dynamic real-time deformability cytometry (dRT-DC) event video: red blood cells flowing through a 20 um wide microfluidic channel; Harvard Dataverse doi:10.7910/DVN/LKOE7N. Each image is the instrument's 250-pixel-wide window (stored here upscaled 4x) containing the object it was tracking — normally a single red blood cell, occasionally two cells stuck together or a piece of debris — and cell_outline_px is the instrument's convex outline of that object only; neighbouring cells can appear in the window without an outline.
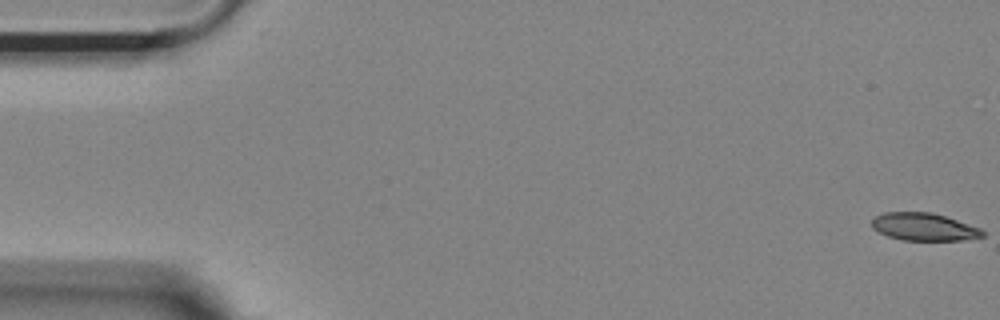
{"species": "Egyptian fruit bat (a non-hibernating species)", "species_latin": "Rousettus aegyptiacus", "temperature_condition": "room temperature", "stored_images_in_passage": 19, "camera_frame_rate_fps": 3000, "um_per_image_px": 0.085, "animal": {"sex": "female"}, "frame": {"image": 1, "passage_image": 1, "time_ms": 0.0, "image_size_px": [1000, 320], "cell_outline_px": [[984, 236], [960, 240], [904, 240], [888, 236], [872, 228], [872, 220], [876, 216], [884, 212], [932, 212], [980, 228], [984, 232]], "centroid_in_image_um": [78.51, 19.28], "position_along_channel_um": 6.5, "area_um2": 17.57}}
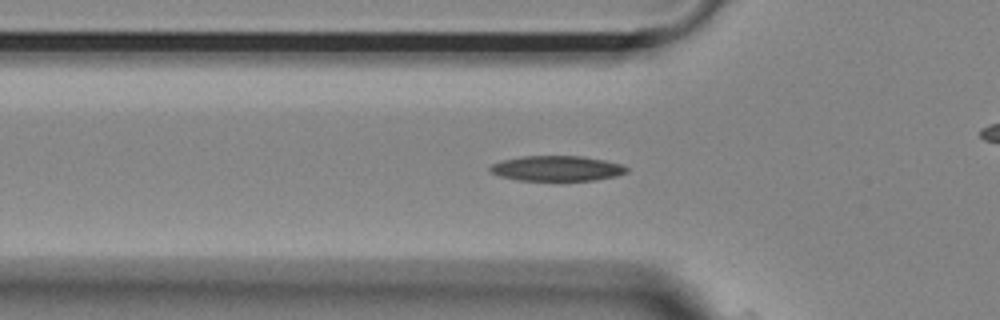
{"frame": {"image": 2, "passage_image": 18, "time_ms": 5.667, "image_size_px": [1000, 320], "cell_outline_px": [[628, 172], [616, 176], [596, 180], [516, 180], [500, 176], [488, 172], [488, 168], [492, 164], [500, 160], [520, 156], [584, 156], [624, 164], [628, 168]], "centroid_in_image_um": [47.32, 14.31], "position_along_channel_um": 78.5, "area_um2": 20.35}}